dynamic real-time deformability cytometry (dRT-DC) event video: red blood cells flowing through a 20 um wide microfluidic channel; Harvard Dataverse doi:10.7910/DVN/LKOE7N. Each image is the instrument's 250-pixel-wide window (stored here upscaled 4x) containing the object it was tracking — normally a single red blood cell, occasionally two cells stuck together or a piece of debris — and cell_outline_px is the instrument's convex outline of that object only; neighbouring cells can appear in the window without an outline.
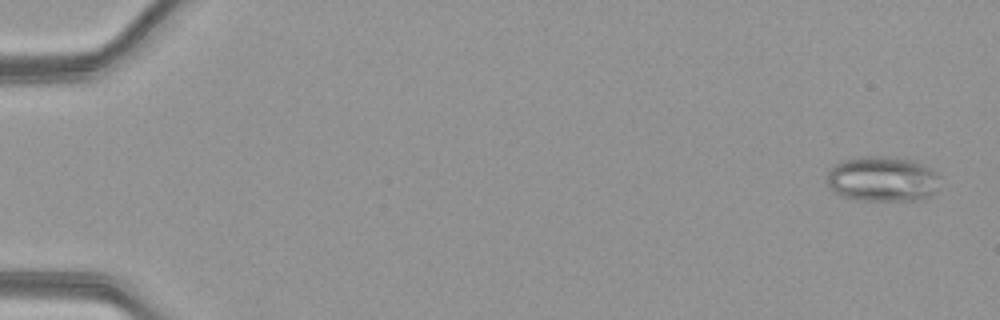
{"species": "common noctule bat (a hibernating species)", "species_latin": "Nyctalus noctula", "temperature_condition": "warm", "stored_images_in_passage": 51, "camera_frame_rate_fps": 3000, "um_per_image_px": 0.085, "animal": {"sex": "female", "body_mass_g": 21.9}, "frame": {"image": 1, "passage_image": 2, "time_ms": 0.333, "image_size_px": [1000, 320], "cell_outline_px": [[940, 176], [936, 188], [928, 196], [920, 200], [852, 200], [840, 196], [828, 184], [828, 168], [832, 164], [840, 160], [860, 156], [888, 156], [912, 160], [932, 168]], "centroid_in_image_um": [74.96, 15.19], "position_along_channel_um": 10.0, "area_um2": 30.11}}
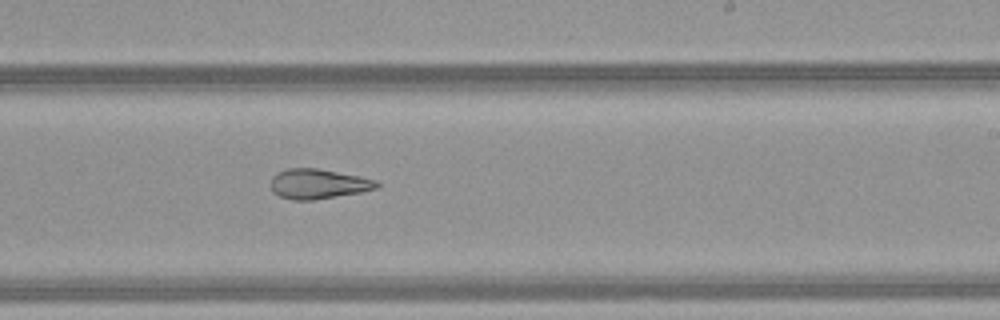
{"frame": {"image": 2, "passage_image": 32, "time_ms": 10.333, "image_size_px": [1000, 320], "cell_outline_px": [[380, 184], [376, 188], [360, 192], [312, 200], [292, 200], [280, 196], [272, 192], [272, 176], [276, 172], [288, 168], [316, 168], [360, 176], [376, 180]], "centroid_in_image_um": [27.02, 15.62], "position_along_channel_um": 262.0, "area_um2": 18.32}}
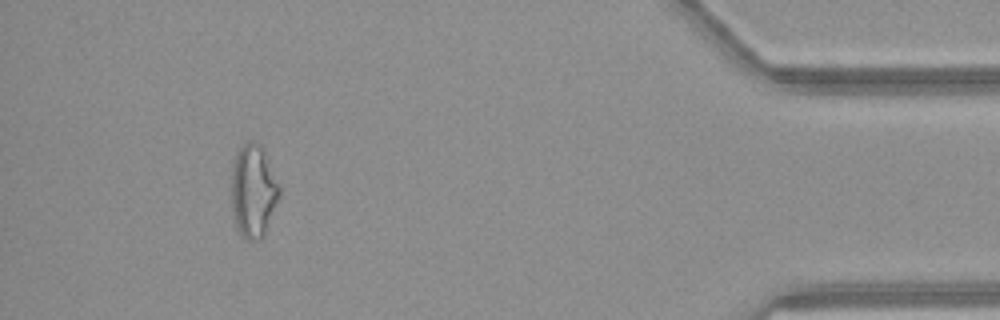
{"frame": {"image": 3, "passage_image": 47, "time_ms": 15.333, "image_size_px": [1000, 320], "cell_outline_px": [[280, 196], [264, 236], [260, 240], [248, 240], [240, 236], [236, 228], [232, 208], [232, 160], [236, 152], [248, 140], [256, 140], [260, 144], [264, 152], [280, 188]], "centroid_in_image_um": [21.52, 16.25], "position_along_channel_um": 413.7, "area_um2": 26.13}, "authors_computed_cell_mechanics": {"area_um2": 24.1604, "velocity_mm_per_s": 4.1628, "shape_relaxation_time_tau1_ms": null, "shape_relaxation_time_tau2_ms": 3.28, "deformation_change_tau1": null, "deformation_change_tau2": 0.1233}}